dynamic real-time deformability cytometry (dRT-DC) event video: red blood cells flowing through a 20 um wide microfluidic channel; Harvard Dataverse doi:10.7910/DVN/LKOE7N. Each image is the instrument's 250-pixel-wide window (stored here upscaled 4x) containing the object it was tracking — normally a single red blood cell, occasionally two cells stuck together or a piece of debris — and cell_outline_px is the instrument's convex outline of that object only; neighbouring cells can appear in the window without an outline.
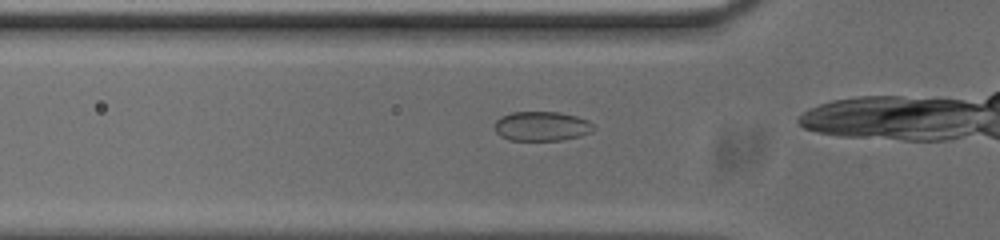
{"species": "common noctule bat (a hibernating species)", "species_latin": "Nyctalus noctula", "temperature_condition": "cold", "stored_images_in_passage": 9, "camera_frame_rate_fps": 3000, "um_per_image_px": 0.085, "animal": {"sex": "male", "body_mass_g": 20.0, "forearm_length_mm": 53.3}, "frame": {"image": 1, "passage_image": 4, "time_ms": 1.0, "image_size_px": [1000, 240], "cell_outline_px": [[596, 128], [592, 132], [580, 136], [560, 140], [508, 140], [500, 136], [496, 132], [496, 120], [500, 116], [512, 112], [560, 112], [576, 116], [588, 120]], "centroid_in_image_um": [46.06, 10.72], "position_along_channel_um": 79.7, "area_um2": 17.05}}
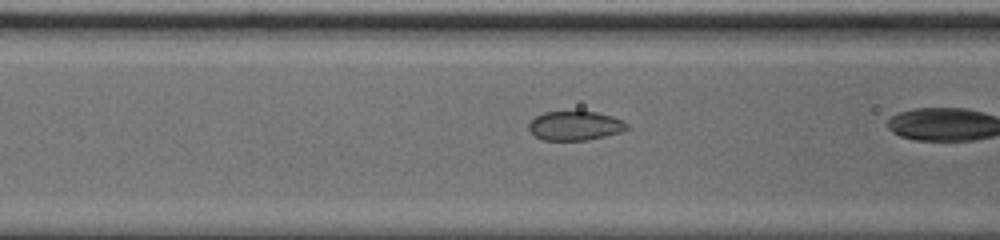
{"frame": {"image": 2, "passage_image": 7, "time_ms": 2.0, "image_size_px": [1000, 240], "cell_outline_px": [[628, 128], [620, 132], [588, 140], [544, 140], [536, 136], [528, 128], [528, 124], [536, 116], [544, 112], [596, 112], [612, 116], [628, 124]], "centroid_in_image_um": [48.87, 10.69], "position_along_channel_um": 117.7, "area_um2": 16.42}}